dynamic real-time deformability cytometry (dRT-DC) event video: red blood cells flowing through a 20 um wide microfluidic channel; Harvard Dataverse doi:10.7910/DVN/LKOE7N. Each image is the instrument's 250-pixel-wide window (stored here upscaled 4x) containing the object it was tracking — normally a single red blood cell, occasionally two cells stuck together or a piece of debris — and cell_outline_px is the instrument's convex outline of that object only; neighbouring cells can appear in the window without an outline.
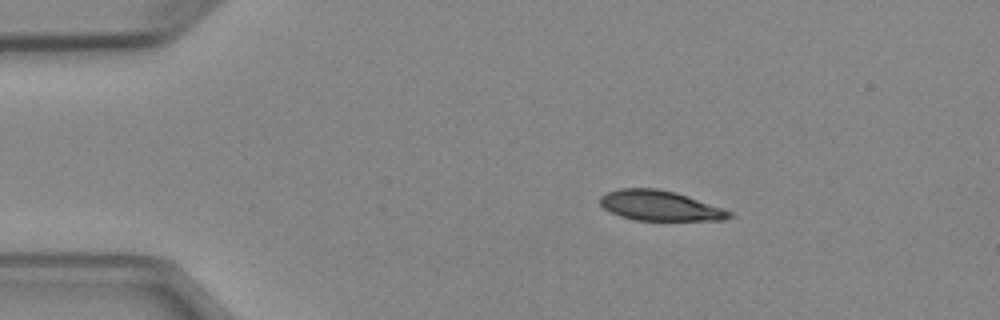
{"species": "Egyptian fruit bat (a non-hibernating species)", "species_latin": "Rousettus aegyptiacus", "temperature_condition": "cold", "stored_images_in_passage": 5, "camera_frame_rate_fps": 3000, "um_per_image_px": 0.085, "animal": {"sex": "female"}, "frame": {"image": 1, "passage_image": 1, "time_ms": 0.0, "image_size_px": [1000, 320], "cell_outline_px": [[736, 216], [724, 220], [636, 220], [620, 216], [604, 208], [600, 204], [600, 196], [608, 192], [620, 188], [656, 188], [676, 192], [724, 208], [732, 212]], "centroid_in_image_um": [56.14, 17.48], "position_along_channel_um": 28.9, "area_um2": 22.72}}
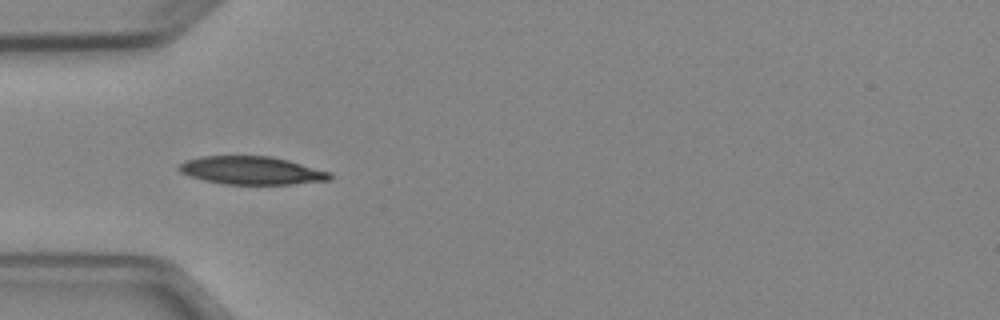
{"frame": {"image": 2, "passage_image": 3, "time_ms": 2.333, "image_size_px": [1000, 320], "cell_outline_px": [[332, 176], [328, 180], [292, 184], [224, 184], [204, 180], [188, 176], [180, 172], [176, 168], [184, 160], [200, 156], [272, 156], [288, 160], [332, 172]], "centroid_in_image_um": [21.35, 14.48], "position_along_channel_um": 63.6, "area_um2": 24.8}}
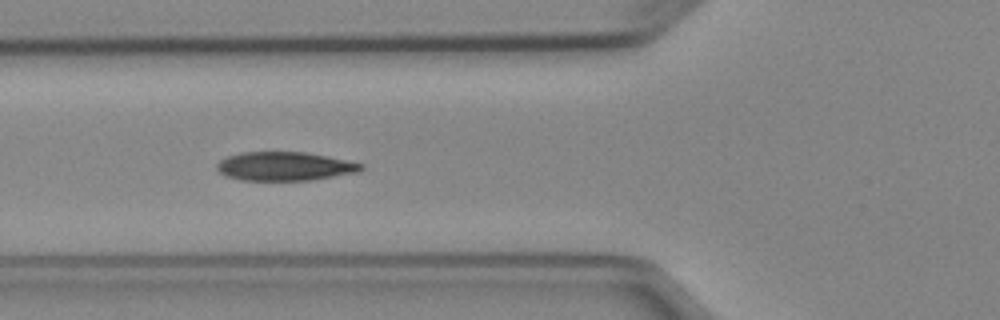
{"frame": {"image": 3, "passage_image": 4, "time_ms": 3.333, "image_size_px": [1000, 320], "cell_outline_px": [[364, 168], [360, 172], [308, 180], [240, 180], [224, 176], [216, 168], [216, 164], [220, 160], [228, 156], [240, 152], [304, 152], [328, 156], [364, 164]], "centroid_in_image_um": [24.18, 14.13], "position_along_channel_um": 101.6, "area_um2": 24.22}}